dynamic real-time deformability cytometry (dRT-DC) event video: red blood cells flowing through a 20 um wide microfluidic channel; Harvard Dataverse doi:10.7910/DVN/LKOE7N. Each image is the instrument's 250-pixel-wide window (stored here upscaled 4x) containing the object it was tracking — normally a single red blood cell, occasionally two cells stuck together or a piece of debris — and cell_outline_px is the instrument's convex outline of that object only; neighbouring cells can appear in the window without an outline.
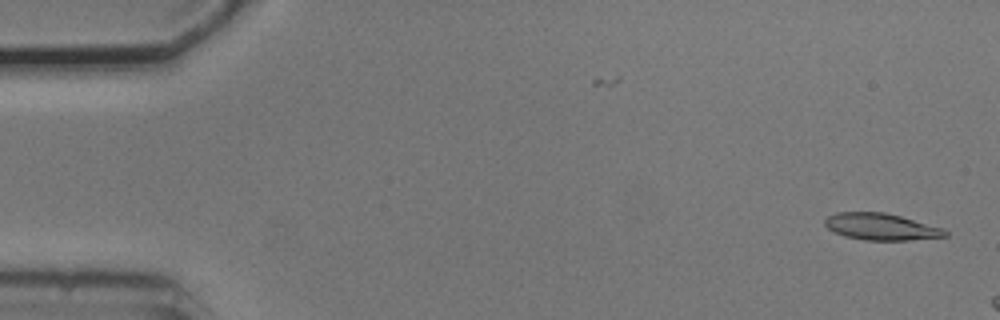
{"species": "common noctule bat (a hibernating species)", "species_latin": "Nyctalus noctula", "temperature_condition": "cold", "stored_images_in_passage": 12, "camera_frame_rate_fps": 3000, "um_per_image_px": 0.085, "animal": {"sex": "male", "body_mass_g": 20.5, "forearm_length_mm": 52.5}, "frame": {"image": 1, "passage_image": 1, "time_ms": 0.0, "image_size_px": [1000, 320], "cell_outline_px": [[948, 236], [908, 240], [864, 240], [844, 236], [828, 228], [824, 224], [824, 220], [828, 216], [836, 212], [884, 212], [900, 216], [944, 228], [948, 232]], "centroid_in_image_um": [74.9, 19.27], "position_along_channel_um": 10.1, "area_um2": 18.67}}